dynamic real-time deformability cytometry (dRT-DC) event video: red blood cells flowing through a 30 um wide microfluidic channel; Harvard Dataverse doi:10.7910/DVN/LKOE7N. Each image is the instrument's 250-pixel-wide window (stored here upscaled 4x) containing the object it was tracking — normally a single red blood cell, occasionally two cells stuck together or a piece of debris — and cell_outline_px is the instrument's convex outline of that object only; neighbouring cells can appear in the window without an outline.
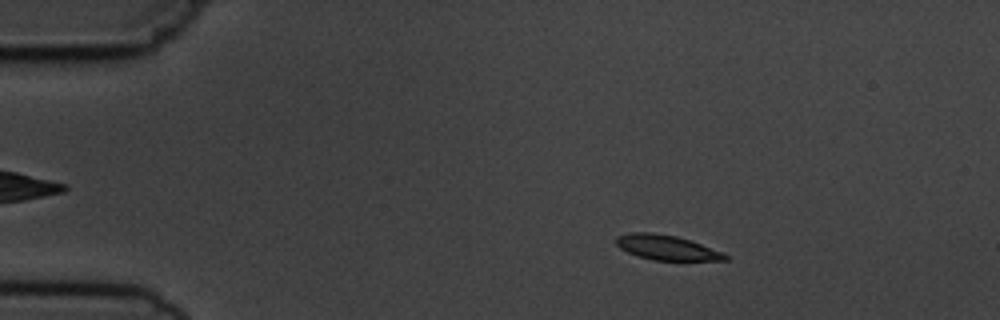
{"species": "common noctule bat (a hibernating species)", "species_latin": "Nyctalus noctula", "temperature_condition": "cold", "stored_images_in_passage": 4, "camera_frame_rate_fps": 3000, "um_per_image_px": 0.085, "animal": {"sex": "male", "body_mass_g": 19.5, "forearm_length_mm": 54.6}, "frame": {"image": 1, "passage_image": 2, "time_ms": 1.333, "image_size_px": [1000, 320], "cell_outline_px": [[728, 260], [652, 260], [636, 256], [620, 248], [616, 244], [616, 236], [632, 232], [652, 232], [676, 236], [692, 240], [720, 252], [728, 256]], "centroid_in_image_um": [56.62, 21.03], "position_along_channel_um": 28.4, "area_um2": 15.72}}